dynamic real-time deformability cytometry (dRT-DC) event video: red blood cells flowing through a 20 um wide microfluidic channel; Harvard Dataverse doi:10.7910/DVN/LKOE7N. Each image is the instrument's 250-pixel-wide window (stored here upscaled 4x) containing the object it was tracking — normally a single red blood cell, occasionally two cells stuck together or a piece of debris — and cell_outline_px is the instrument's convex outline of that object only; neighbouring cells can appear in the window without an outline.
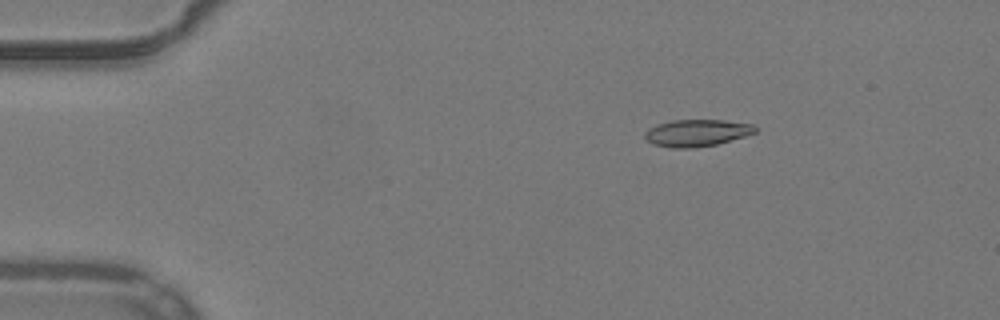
{"species": "common noctule bat (a hibernating species)", "species_latin": "Nyctalus noctula", "temperature_condition": "warm", "stored_images_in_passage": 53, "camera_frame_rate_fps": 3000, "um_per_image_px": 0.085, "animal": {"sex": "male", "body_mass_g": 19.2, "forearm_length_mm": 51.8}, "frame": {"image": 1, "passage_image": 9, "time_ms": 2.667, "image_size_px": [1000, 320], "cell_outline_px": [[760, 128], [756, 132], [744, 136], [716, 144], [696, 148], [672, 148], [652, 144], [644, 140], [644, 132], [648, 128], [656, 124], [672, 120], [724, 120], [756, 124]], "centroid_in_image_um": [59.22, 11.29], "position_along_channel_um": 25.8, "area_um2": 17.69}}
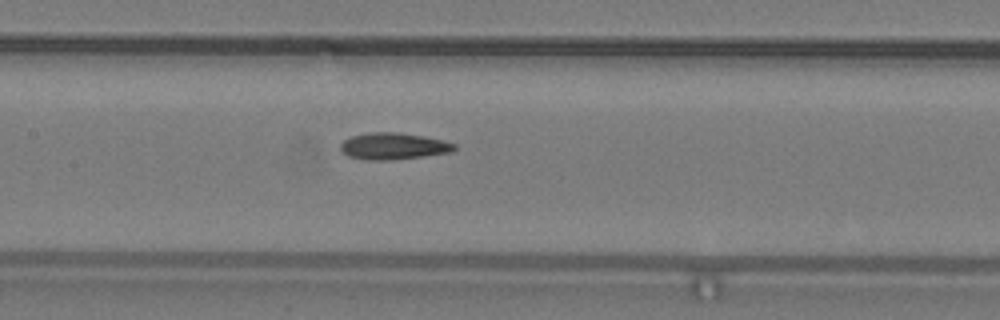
{"frame": {"image": 2, "passage_image": 26, "time_ms": 8.333, "image_size_px": [1000, 320], "cell_outline_px": [[456, 148], [452, 152], [424, 156], [392, 160], [364, 160], [348, 156], [340, 152], [340, 144], [344, 140], [352, 136], [372, 132], [396, 132], [424, 136], [456, 144]], "centroid_in_image_um": [33.4, 12.43], "position_along_channel_um": 174.0, "area_um2": 17.74}}
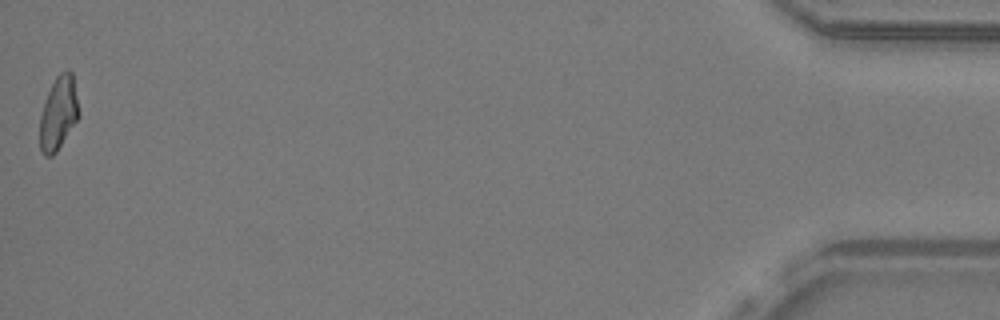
{"frame": {"image": 3, "passage_image": 53, "time_ms": 17.333, "image_size_px": [1000, 320], "cell_outline_px": [[80, 116], [56, 152], [52, 156], [44, 156], [40, 148], [40, 116], [48, 92], [56, 76], [60, 72], [68, 68], [72, 72], [80, 112]], "centroid_in_image_um": [4.99, 9.6], "position_along_channel_um": 430.2, "area_um2": 16.7}, "authors_computed_cell_mechanics": {"area_um2": 17.2822, "velocity_mm_per_s": 3.934, "shape_relaxation_time_tau1_ms": null, "shape_relaxation_time_tau2_ms": 5.227, "deformation_change_tau1": null, "deformation_change_tau2": 0.1039}}